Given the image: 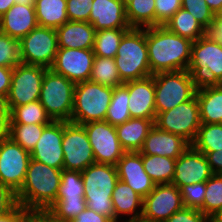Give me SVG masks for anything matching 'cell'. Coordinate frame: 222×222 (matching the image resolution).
Returning a JSON list of instances; mask_svg holds the SVG:
<instances>
[{"mask_svg":"<svg viewBox=\"0 0 222 222\" xmlns=\"http://www.w3.org/2000/svg\"><path fill=\"white\" fill-rule=\"evenodd\" d=\"M34 7L38 26L57 29L69 21L67 0H35Z\"/></svg>","mask_w":222,"mask_h":222,"instance_id":"cell-27","label":"cell"},{"mask_svg":"<svg viewBox=\"0 0 222 222\" xmlns=\"http://www.w3.org/2000/svg\"><path fill=\"white\" fill-rule=\"evenodd\" d=\"M209 8L215 13L222 7V0H205Z\"/></svg>","mask_w":222,"mask_h":222,"instance_id":"cell-57","label":"cell"},{"mask_svg":"<svg viewBox=\"0 0 222 222\" xmlns=\"http://www.w3.org/2000/svg\"><path fill=\"white\" fill-rule=\"evenodd\" d=\"M180 8L181 0H155V26L164 25Z\"/></svg>","mask_w":222,"mask_h":222,"instance_id":"cell-45","label":"cell"},{"mask_svg":"<svg viewBox=\"0 0 222 222\" xmlns=\"http://www.w3.org/2000/svg\"><path fill=\"white\" fill-rule=\"evenodd\" d=\"M184 207L178 187L172 184H156L143 199L140 222H164Z\"/></svg>","mask_w":222,"mask_h":222,"instance_id":"cell-15","label":"cell"},{"mask_svg":"<svg viewBox=\"0 0 222 222\" xmlns=\"http://www.w3.org/2000/svg\"><path fill=\"white\" fill-rule=\"evenodd\" d=\"M30 160V152L11 138L1 141L0 181L17 193L25 181Z\"/></svg>","mask_w":222,"mask_h":222,"instance_id":"cell-13","label":"cell"},{"mask_svg":"<svg viewBox=\"0 0 222 222\" xmlns=\"http://www.w3.org/2000/svg\"><path fill=\"white\" fill-rule=\"evenodd\" d=\"M56 199L85 200L81 172L62 169L61 182Z\"/></svg>","mask_w":222,"mask_h":222,"instance_id":"cell-38","label":"cell"},{"mask_svg":"<svg viewBox=\"0 0 222 222\" xmlns=\"http://www.w3.org/2000/svg\"><path fill=\"white\" fill-rule=\"evenodd\" d=\"M181 8L191 13L205 30L214 20V12L205 0H181Z\"/></svg>","mask_w":222,"mask_h":222,"instance_id":"cell-43","label":"cell"},{"mask_svg":"<svg viewBox=\"0 0 222 222\" xmlns=\"http://www.w3.org/2000/svg\"><path fill=\"white\" fill-rule=\"evenodd\" d=\"M114 60L123 83L151 76L146 28H130L123 35Z\"/></svg>","mask_w":222,"mask_h":222,"instance_id":"cell-4","label":"cell"},{"mask_svg":"<svg viewBox=\"0 0 222 222\" xmlns=\"http://www.w3.org/2000/svg\"><path fill=\"white\" fill-rule=\"evenodd\" d=\"M62 170L31 158L25 181L16 193L17 204L30 212L46 211L55 201Z\"/></svg>","mask_w":222,"mask_h":222,"instance_id":"cell-2","label":"cell"},{"mask_svg":"<svg viewBox=\"0 0 222 222\" xmlns=\"http://www.w3.org/2000/svg\"><path fill=\"white\" fill-rule=\"evenodd\" d=\"M200 152L205 155L213 174H222V150Z\"/></svg>","mask_w":222,"mask_h":222,"instance_id":"cell-49","label":"cell"},{"mask_svg":"<svg viewBox=\"0 0 222 222\" xmlns=\"http://www.w3.org/2000/svg\"><path fill=\"white\" fill-rule=\"evenodd\" d=\"M56 30L58 47L93 49L95 29L89 22L67 21Z\"/></svg>","mask_w":222,"mask_h":222,"instance_id":"cell-24","label":"cell"},{"mask_svg":"<svg viewBox=\"0 0 222 222\" xmlns=\"http://www.w3.org/2000/svg\"><path fill=\"white\" fill-rule=\"evenodd\" d=\"M20 63L19 40L0 32V66L14 68Z\"/></svg>","mask_w":222,"mask_h":222,"instance_id":"cell-41","label":"cell"},{"mask_svg":"<svg viewBox=\"0 0 222 222\" xmlns=\"http://www.w3.org/2000/svg\"><path fill=\"white\" fill-rule=\"evenodd\" d=\"M47 125L10 123V138L24 150L31 152Z\"/></svg>","mask_w":222,"mask_h":222,"instance_id":"cell-36","label":"cell"},{"mask_svg":"<svg viewBox=\"0 0 222 222\" xmlns=\"http://www.w3.org/2000/svg\"><path fill=\"white\" fill-rule=\"evenodd\" d=\"M10 119V123L20 124H50L53 121L39 100L13 107Z\"/></svg>","mask_w":222,"mask_h":222,"instance_id":"cell-34","label":"cell"},{"mask_svg":"<svg viewBox=\"0 0 222 222\" xmlns=\"http://www.w3.org/2000/svg\"><path fill=\"white\" fill-rule=\"evenodd\" d=\"M15 4H21L25 6H34L35 0H15Z\"/></svg>","mask_w":222,"mask_h":222,"instance_id":"cell-58","label":"cell"},{"mask_svg":"<svg viewBox=\"0 0 222 222\" xmlns=\"http://www.w3.org/2000/svg\"><path fill=\"white\" fill-rule=\"evenodd\" d=\"M203 213L209 217L222 210V174H213L206 181Z\"/></svg>","mask_w":222,"mask_h":222,"instance_id":"cell-39","label":"cell"},{"mask_svg":"<svg viewBox=\"0 0 222 222\" xmlns=\"http://www.w3.org/2000/svg\"><path fill=\"white\" fill-rule=\"evenodd\" d=\"M16 205V193L0 181V217L8 214Z\"/></svg>","mask_w":222,"mask_h":222,"instance_id":"cell-47","label":"cell"},{"mask_svg":"<svg viewBox=\"0 0 222 222\" xmlns=\"http://www.w3.org/2000/svg\"><path fill=\"white\" fill-rule=\"evenodd\" d=\"M89 23L95 31L116 28H131L126 16V7L121 0H94Z\"/></svg>","mask_w":222,"mask_h":222,"instance_id":"cell-21","label":"cell"},{"mask_svg":"<svg viewBox=\"0 0 222 222\" xmlns=\"http://www.w3.org/2000/svg\"><path fill=\"white\" fill-rule=\"evenodd\" d=\"M156 114L191 100L196 88L187 70L154 74Z\"/></svg>","mask_w":222,"mask_h":222,"instance_id":"cell-8","label":"cell"},{"mask_svg":"<svg viewBox=\"0 0 222 222\" xmlns=\"http://www.w3.org/2000/svg\"><path fill=\"white\" fill-rule=\"evenodd\" d=\"M37 26L34 6L14 4L0 17V32L19 41Z\"/></svg>","mask_w":222,"mask_h":222,"instance_id":"cell-23","label":"cell"},{"mask_svg":"<svg viewBox=\"0 0 222 222\" xmlns=\"http://www.w3.org/2000/svg\"><path fill=\"white\" fill-rule=\"evenodd\" d=\"M154 125L160 130L181 136L191 145L201 126L196 95L171 110L156 114Z\"/></svg>","mask_w":222,"mask_h":222,"instance_id":"cell-9","label":"cell"},{"mask_svg":"<svg viewBox=\"0 0 222 222\" xmlns=\"http://www.w3.org/2000/svg\"><path fill=\"white\" fill-rule=\"evenodd\" d=\"M56 222H71V221H66V220H60L56 218Z\"/></svg>","mask_w":222,"mask_h":222,"instance_id":"cell-63","label":"cell"},{"mask_svg":"<svg viewBox=\"0 0 222 222\" xmlns=\"http://www.w3.org/2000/svg\"><path fill=\"white\" fill-rule=\"evenodd\" d=\"M10 116H0V142L10 138Z\"/></svg>","mask_w":222,"mask_h":222,"instance_id":"cell-54","label":"cell"},{"mask_svg":"<svg viewBox=\"0 0 222 222\" xmlns=\"http://www.w3.org/2000/svg\"><path fill=\"white\" fill-rule=\"evenodd\" d=\"M126 16L131 28L155 26V0H133L126 6Z\"/></svg>","mask_w":222,"mask_h":222,"instance_id":"cell-31","label":"cell"},{"mask_svg":"<svg viewBox=\"0 0 222 222\" xmlns=\"http://www.w3.org/2000/svg\"><path fill=\"white\" fill-rule=\"evenodd\" d=\"M187 71L196 90L215 87L222 77V45L204 35L192 43Z\"/></svg>","mask_w":222,"mask_h":222,"instance_id":"cell-5","label":"cell"},{"mask_svg":"<svg viewBox=\"0 0 222 222\" xmlns=\"http://www.w3.org/2000/svg\"><path fill=\"white\" fill-rule=\"evenodd\" d=\"M30 213L21 205H16L8 214L0 217V222H23Z\"/></svg>","mask_w":222,"mask_h":222,"instance_id":"cell-50","label":"cell"},{"mask_svg":"<svg viewBox=\"0 0 222 222\" xmlns=\"http://www.w3.org/2000/svg\"><path fill=\"white\" fill-rule=\"evenodd\" d=\"M92 146L95 163L116 165L126 152L117 137L115 126L107 121L83 124Z\"/></svg>","mask_w":222,"mask_h":222,"instance_id":"cell-14","label":"cell"},{"mask_svg":"<svg viewBox=\"0 0 222 222\" xmlns=\"http://www.w3.org/2000/svg\"><path fill=\"white\" fill-rule=\"evenodd\" d=\"M191 145L198 151L222 150V123H201L197 136Z\"/></svg>","mask_w":222,"mask_h":222,"instance_id":"cell-37","label":"cell"},{"mask_svg":"<svg viewBox=\"0 0 222 222\" xmlns=\"http://www.w3.org/2000/svg\"><path fill=\"white\" fill-rule=\"evenodd\" d=\"M192 43L191 40L178 36L163 25L146 28L151 75L187 70Z\"/></svg>","mask_w":222,"mask_h":222,"instance_id":"cell-1","label":"cell"},{"mask_svg":"<svg viewBox=\"0 0 222 222\" xmlns=\"http://www.w3.org/2000/svg\"><path fill=\"white\" fill-rule=\"evenodd\" d=\"M189 145L181 136L160 130L154 125L149 130L139 152L145 155H159L177 159Z\"/></svg>","mask_w":222,"mask_h":222,"instance_id":"cell-22","label":"cell"},{"mask_svg":"<svg viewBox=\"0 0 222 222\" xmlns=\"http://www.w3.org/2000/svg\"><path fill=\"white\" fill-rule=\"evenodd\" d=\"M211 222H222V210L211 216Z\"/></svg>","mask_w":222,"mask_h":222,"instance_id":"cell-59","label":"cell"},{"mask_svg":"<svg viewBox=\"0 0 222 222\" xmlns=\"http://www.w3.org/2000/svg\"><path fill=\"white\" fill-rule=\"evenodd\" d=\"M10 112L7 96H0V116H10Z\"/></svg>","mask_w":222,"mask_h":222,"instance_id":"cell-55","label":"cell"},{"mask_svg":"<svg viewBox=\"0 0 222 222\" xmlns=\"http://www.w3.org/2000/svg\"><path fill=\"white\" fill-rule=\"evenodd\" d=\"M81 176L87 207L115 222L112 193L119 180L116 166L93 163L81 172Z\"/></svg>","mask_w":222,"mask_h":222,"instance_id":"cell-3","label":"cell"},{"mask_svg":"<svg viewBox=\"0 0 222 222\" xmlns=\"http://www.w3.org/2000/svg\"><path fill=\"white\" fill-rule=\"evenodd\" d=\"M128 102V89L124 85L114 87L105 121L113 126H117L129 120L131 115L129 112Z\"/></svg>","mask_w":222,"mask_h":222,"instance_id":"cell-35","label":"cell"},{"mask_svg":"<svg viewBox=\"0 0 222 222\" xmlns=\"http://www.w3.org/2000/svg\"><path fill=\"white\" fill-rule=\"evenodd\" d=\"M63 121H52L48 124L38 139L31 158L48 166L63 169Z\"/></svg>","mask_w":222,"mask_h":222,"instance_id":"cell-18","label":"cell"},{"mask_svg":"<svg viewBox=\"0 0 222 222\" xmlns=\"http://www.w3.org/2000/svg\"><path fill=\"white\" fill-rule=\"evenodd\" d=\"M142 162L145 172L155 184H171L175 174L176 159L142 154Z\"/></svg>","mask_w":222,"mask_h":222,"instance_id":"cell-30","label":"cell"},{"mask_svg":"<svg viewBox=\"0 0 222 222\" xmlns=\"http://www.w3.org/2000/svg\"><path fill=\"white\" fill-rule=\"evenodd\" d=\"M129 29L116 28L96 31L93 47L95 56L115 58L121 39Z\"/></svg>","mask_w":222,"mask_h":222,"instance_id":"cell-32","label":"cell"},{"mask_svg":"<svg viewBox=\"0 0 222 222\" xmlns=\"http://www.w3.org/2000/svg\"><path fill=\"white\" fill-rule=\"evenodd\" d=\"M63 169L84 171L95 163L92 146L83 125L63 121Z\"/></svg>","mask_w":222,"mask_h":222,"instance_id":"cell-11","label":"cell"},{"mask_svg":"<svg viewBox=\"0 0 222 222\" xmlns=\"http://www.w3.org/2000/svg\"><path fill=\"white\" fill-rule=\"evenodd\" d=\"M112 203L115 212V222L120 215H133L124 222H140L143 213V198L129 185L120 179L112 193ZM139 209V210H138Z\"/></svg>","mask_w":222,"mask_h":222,"instance_id":"cell-25","label":"cell"},{"mask_svg":"<svg viewBox=\"0 0 222 222\" xmlns=\"http://www.w3.org/2000/svg\"><path fill=\"white\" fill-rule=\"evenodd\" d=\"M75 83L47 69L41 85L39 102L53 121H70L74 104Z\"/></svg>","mask_w":222,"mask_h":222,"instance_id":"cell-7","label":"cell"},{"mask_svg":"<svg viewBox=\"0 0 222 222\" xmlns=\"http://www.w3.org/2000/svg\"><path fill=\"white\" fill-rule=\"evenodd\" d=\"M47 68L39 65L18 64L13 68L11 86L7 96L10 110L39 100L42 80Z\"/></svg>","mask_w":222,"mask_h":222,"instance_id":"cell-12","label":"cell"},{"mask_svg":"<svg viewBox=\"0 0 222 222\" xmlns=\"http://www.w3.org/2000/svg\"><path fill=\"white\" fill-rule=\"evenodd\" d=\"M121 1L123 2L124 6L126 7L133 0H121Z\"/></svg>","mask_w":222,"mask_h":222,"instance_id":"cell-62","label":"cell"},{"mask_svg":"<svg viewBox=\"0 0 222 222\" xmlns=\"http://www.w3.org/2000/svg\"><path fill=\"white\" fill-rule=\"evenodd\" d=\"M213 172L205 155L192 145L176 159L172 185L181 186L207 181Z\"/></svg>","mask_w":222,"mask_h":222,"instance_id":"cell-17","label":"cell"},{"mask_svg":"<svg viewBox=\"0 0 222 222\" xmlns=\"http://www.w3.org/2000/svg\"><path fill=\"white\" fill-rule=\"evenodd\" d=\"M90 81L103 86L117 87L124 83L121 81L114 58L95 56Z\"/></svg>","mask_w":222,"mask_h":222,"instance_id":"cell-33","label":"cell"},{"mask_svg":"<svg viewBox=\"0 0 222 222\" xmlns=\"http://www.w3.org/2000/svg\"><path fill=\"white\" fill-rule=\"evenodd\" d=\"M71 222H113L109 217L98 214L88 207L76 216Z\"/></svg>","mask_w":222,"mask_h":222,"instance_id":"cell-48","label":"cell"},{"mask_svg":"<svg viewBox=\"0 0 222 222\" xmlns=\"http://www.w3.org/2000/svg\"><path fill=\"white\" fill-rule=\"evenodd\" d=\"M115 166L119 179L129 185L143 199L156 186L144 170L140 152H125Z\"/></svg>","mask_w":222,"mask_h":222,"instance_id":"cell-19","label":"cell"},{"mask_svg":"<svg viewBox=\"0 0 222 222\" xmlns=\"http://www.w3.org/2000/svg\"><path fill=\"white\" fill-rule=\"evenodd\" d=\"M20 57L24 64L51 68L58 51L54 28L37 26L20 41Z\"/></svg>","mask_w":222,"mask_h":222,"instance_id":"cell-10","label":"cell"},{"mask_svg":"<svg viewBox=\"0 0 222 222\" xmlns=\"http://www.w3.org/2000/svg\"><path fill=\"white\" fill-rule=\"evenodd\" d=\"M200 121L205 124L222 123V90L207 87L196 91Z\"/></svg>","mask_w":222,"mask_h":222,"instance_id":"cell-28","label":"cell"},{"mask_svg":"<svg viewBox=\"0 0 222 222\" xmlns=\"http://www.w3.org/2000/svg\"><path fill=\"white\" fill-rule=\"evenodd\" d=\"M13 68L0 66V96H8Z\"/></svg>","mask_w":222,"mask_h":222,"instance_id":"cell-51","label":"cell"},{"mask_svg":"<svg viewBox=\"0 0 222 222\" xmlns=\"http://www.w3.org/2000/svg\"><path fill=\"white\" fill-rule=\"evenodd\" d=\"M184 207L200 210L203 213V202L206 193V181L193 183L179 188Z\"/></svg>","mask_w":222,"mask_h":222,"instance_id":"cell-42","label":"cell"},{"mask_svg":"<svg viewBox=\"0 0 222 222\" xmlns=\"http://www.w3.org/2000/svg\"><path fill=\"white\" fill-rule=\"evenodd\" d=\"M216 87L222 90V77L219 79L218 85Z\"/></svg>","mask_w":222,"mask_h":222,"instance_id":"cell-61","label":"cell"},{"mask_svg":"<svg viewBox=\"0 0 222 222\" xmlns=\"http://www.w3.org/2000/svg\"><path fill=\"white\" fill-rule=\"evenodd\" d=\"M113 88L93 81L77 83L71 122L83 125L92 121H104L111 102Z\"/></svg>","mask_w":222,"mask_h":222,"instance_id":"cell-6","label":"cell"},{"mask_svg":"<svg viewBox=\"0 0 222 222\" xmlns=\"http://www.w3.org/2000/svg\"><path fill=\"white\" fill-rule=\"evenodd\" d=\"M154 126L152 119L130 118L123 124L115 126L118 140L126 152H139L149 130Z\"/></svg>","mask_w":222,"mask_h":222,"instance_id":"cell-26","label":"cell"},{"mask_svg":"<svg viewBox=\"0 0 222 222\" xmlns=\"http://www.w3.org/2000/svg\"><path fill=\"white\" fill-rule=\"evenodd\" d=\"M14 4L15 0H0V17L3 16Z\"/></svg>","mask_w":222,"mask_h":222,"instance_id":"cell-56","label":"cell"},{"mask_svg":"<svg viewBox=\"0 0 222 222\" xmlns=\"http://www.w3.org/2000/svg\"><path fill=\"white\" fill-rule=\"evenodd\" d=\"M206 35L209 36L213 41L222 45V22H218L215 18L206 30Z\"/></svg>","mask_w":222,"mask_h":222,"instance_id":"cell-53","label":"cell"},{"mask_svg":"<svg viewBox=\"0 0 222 222\" xmlns=\"http://www.w3.org/2000/svg\"><path fill=\"white\" fill-rule=\"evenodd\" d=\"M94 0H67L69 21L89 22L92 2Z\"/></svg>","mask_w":222,"mask_h":222,"instance_id":"cell-44","label":"cell"},{"mask_svg":"<svg viewBox=\"0 0 222 222\" xmlns=\"http://www.w3.org/2000/svg\"><path fill=\"white\" fill-rule=\"evenodd\" d=\"M94 58L93 49L58 48L50 69L77 84L90 79Z\"/></svg>","mask_w":222,"mask_h":222,"instance_id":"cell-16","label":"cell"},{"mask_svg":"<svg viewBox=\"0 0 222 222\" xmlns=\"http://www.w3.org/2000/svg\"><path fill=\"white\" fill-rule=\"evenodd\" d=\"M86 208L85 200L56 199L47 211L57 219L72 221Z\"/></svg>","mask_w":222,"mask_h":222,"instance_id":"cell-40","label":"cell"},{"mask_svg":"<svg viewBox=\"0 0 222 222\" xmlns=\"http://www.w3.org/2000/svg\"><path fill=\"white\" fill-rule=\"evenodd\" d=\"M164 222H211V217L205 215L200 210L183 207Z\"/></svg>","mask_w":222,"mask_h":222,"instance_id":"cell-46","label":"cell"},{"mask_svg":"<svg viewBox=\"0 0 222 222\" xmlns=\"http://www.w3.org/2000/svg\"><path fill=\"white\" fill-rule=\"evenodd\" d=\"M129 91V112L131 118H145L155 121L154 75L123 84Z\"/></svg>","mask_w":222,"mask_h":222,"instance_id":"cell-20","label":"cell"},{"mask_svg":"<svg viewBox=\"0 0 222 222\" xmlns=\"http://www.w3.org/2000/svg\"><path fill=\"white\" fill-rule=\"evenodd\" d=\"M23 222H56V218L46 210L42 212H30Z\"/></svg>","mask_w":222,"mask_h":222,"instance_id":"cell-52","label":"cell"},{"mask_svg":"<svg viewBox=\"0 0 222 222\" xmlns=\"http://www.w3.org/2000/svg\"><path fill=\"white\" fill-rule=\"evenodd\" d=\"M214 18L218 21V22H222V7L216 11L214 13Z\"/></svg>","mask_w":222,"mask_h":222,"instance_id":"cell-60","label":"cell"},{"mask_svg":"<svg viewBox=\"0 0 222 222\" xmlns=\"http://www.w3.org/2000/svg\"><path fill=\"white\" fill-rule=\"evenodd\" d=\"M163 26L178 36L187 38L192 42L206 35V30L195 17L183 8H180Z\"/></svg>","mask_w":222,"mask_h":222,"instance_id":"cell-29","label":"cell"}]
</instances>
